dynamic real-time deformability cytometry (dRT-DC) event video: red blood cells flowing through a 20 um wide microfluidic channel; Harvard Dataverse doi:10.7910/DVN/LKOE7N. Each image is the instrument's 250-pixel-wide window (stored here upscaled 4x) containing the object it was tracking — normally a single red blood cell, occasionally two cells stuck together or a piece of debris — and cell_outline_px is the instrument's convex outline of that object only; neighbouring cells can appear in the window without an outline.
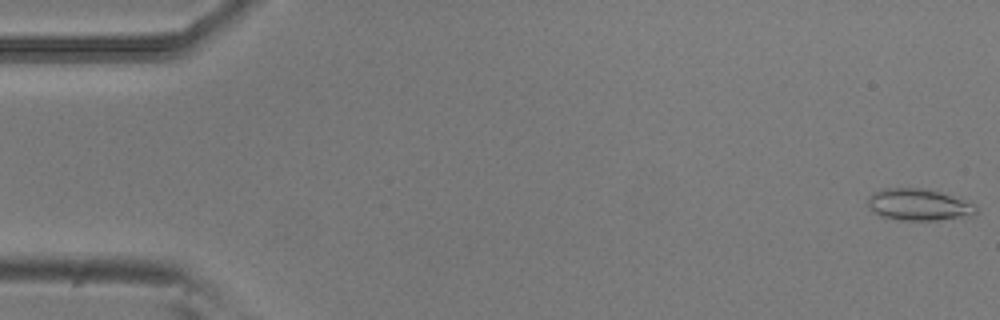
{"species": "common noctule bat (a hibernating species)", "species_latin": "Nyctalus noctula", "temperature_condition": "room temperature", "stored_images_in_passage": 53, "camera_frame_rate_fps": 3000, "um_per_image_px": 0.085, "animal": {"sex": "male", "body_mass_g": 20.5, "forearm_length_mm": 52.5}, "frame": {"image": 1, "passage_image": 1, "time_ms": 0.0, "image_size_px": [1000, 320], "cell_outline_px": [[980, 212], [976, 216], [940, 220], [900, 220], [880, 216], [868, 204], [868, 196], [872, 192], [884, 188], [928, 188], [976, 204]], "centroid_in_image_um": [78.17, 17.4], "position_along_channel_um": 6.8, "area_um2": 20.35}}
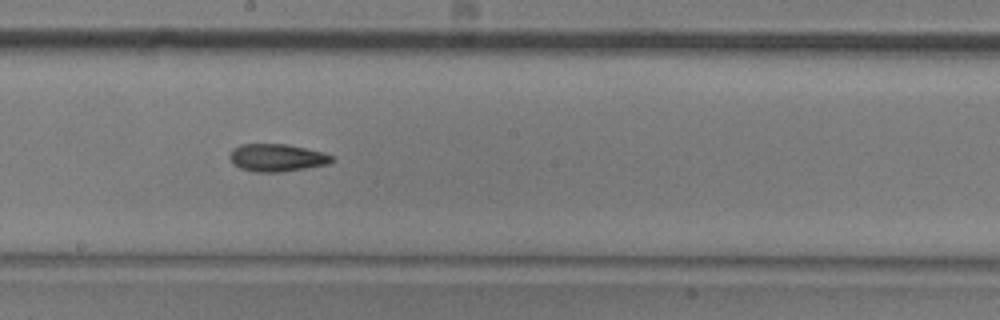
{"frame": {"image": 2, "passage_image": 29, "time_ms": 9.333, "image_size_px": [1000, 320], "cell_outline_px": [[336, 160], [328, 164], [280, 172], [256, 172], [240, 168], [232, 164], [228, 156], [232, 148], [240, 144], [288, 144], [324, 152], [336, 156]], "centroid_in_image_um": [23.54, 13.39], "position_along_channel_um": 224.7, "area_um2": 16.7}}
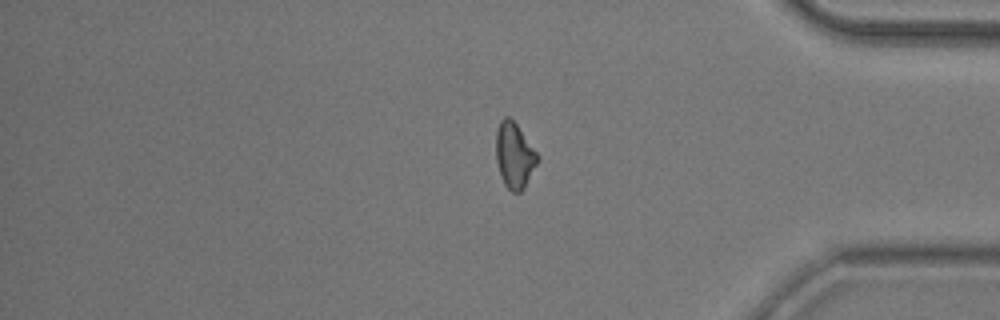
{"frame": {"image": 3, "passage_image": 44, "time_ms": 14.333, "image_size_px": [1000, 320], "cell_outline_px": [[540, 160], [524, 188], [520, 192], [512, 192], [504, 184], [500, 176], [496, 160], [496, 132], [500, 120], [504, 116], [508, 116], [516, 124], [540, 156]], "centroid_in_image_um": [43.73, 13.22], "position_along_channel_um": 391.5, "area_um2": 16.01}, "authors_computed_cell_mechanics": {"area_um2": 16.2996, "velocity_mm_per_s": 3.8087, "shape_relaxation_time_tau1_ms": 10.9971, "shape_relaxation_time_tau2_ms": null, "deformation_change_tau1": 0.1998, "deformation_change_tau2": null}}